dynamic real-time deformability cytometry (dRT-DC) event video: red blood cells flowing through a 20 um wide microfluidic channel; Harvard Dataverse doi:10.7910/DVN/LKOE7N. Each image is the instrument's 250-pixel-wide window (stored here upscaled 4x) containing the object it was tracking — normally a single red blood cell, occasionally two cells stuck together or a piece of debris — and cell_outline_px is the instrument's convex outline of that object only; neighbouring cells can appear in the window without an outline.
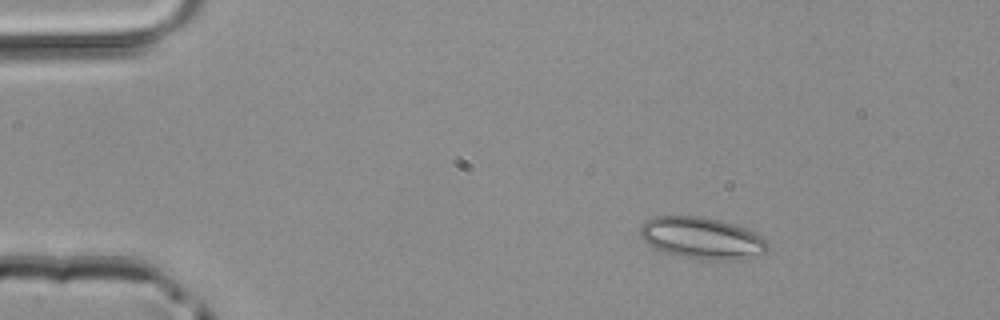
{"species": "common noctule bat (a hibernating species)", "species_latin": "Nyctalus noctula", "temperature_condition": "room temperature", "stored_images_in_passage": 41, "camera_frame_rate_fps": 3000, "um_per_image_px": 0.085, "animal": {"sex": "male", "body_mass_g": 20.4}, "frame": {"image": 1, "passage_image": 1, "time_ms": 0.0, "image_size_px": [1000, 320], "cell_outline_px": [[768, 248], [764, 252], [736, 260], [700, 260], [680, 256], [664, 252], [648, 244], [640, 236], [640, 228], [644, 220], [656, 216], [704, 216], [736, 224], [760, 236], [768, 244]], "centroid_in_image_um": [59.61, 20.23], "position_along_channel_um": 25.4, "area_um2": 30.92}}
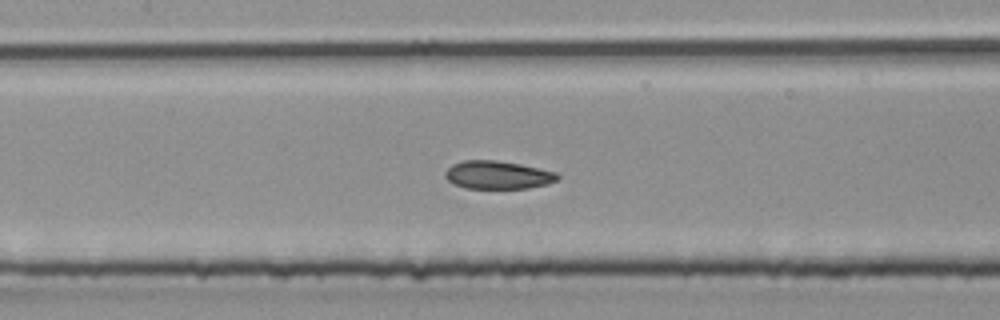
{"frame": {"image": 2, "passage_image": 16, "time_ms": 5.0, "image_size_px": [1000, 320], "cell_outline_px": [[560, 180], [548, 184], [528, 188], [464, 188], [452, 184], [444, 176], [444, 172], [452, 164], [464, 160], [496, 160], [520, 164], [540, 168], [556, 172], [560, 176]], "centroid_in_image_um": [42.32, 14.87], "position_along_channel_um": 165.1, "area_um2": 18.61}}
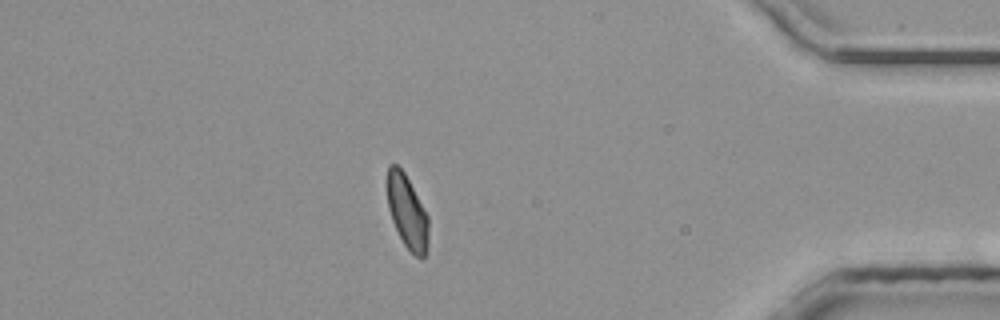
{"frame": {"image": 3, "passage_image": 35, "time_ms": 11.333, "image_size_px": [1000, 320], "cell_outline_px": [[428, 248], [424, 256], [420, 260], [404, 244], [392, 220], [388, 208], [388, 164], [396, 164], [404, 172], [428, 216]], "centroid_in_image_um": [34.62, 18.03], "position_along_channel_um": 400.6, "area_um2": 17.34}}